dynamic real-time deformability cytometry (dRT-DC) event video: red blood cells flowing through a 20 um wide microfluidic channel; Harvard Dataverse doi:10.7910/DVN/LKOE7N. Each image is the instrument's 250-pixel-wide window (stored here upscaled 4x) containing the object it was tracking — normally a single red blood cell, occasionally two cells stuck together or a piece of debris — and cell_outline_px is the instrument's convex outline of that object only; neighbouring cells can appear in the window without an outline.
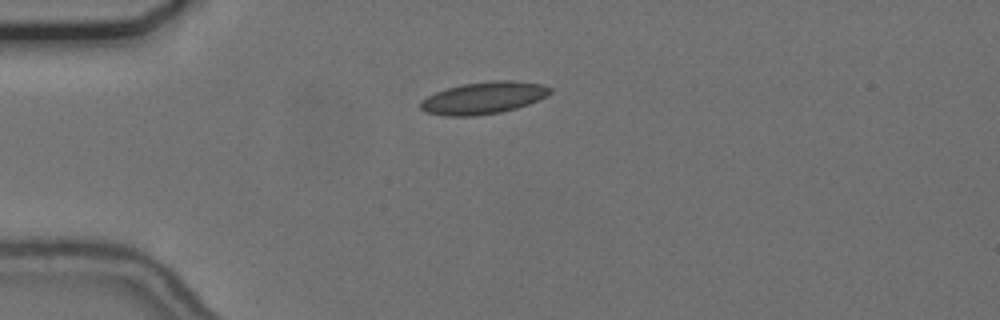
{"species": "common noctule bat (a hibernating species)", "species_latin": "Nyctalus noctula", "temperature_condition": "cold", "stored_images_in_passage": 30, "camera_frame_rate_fps": 3000, "um_per_image_px": 0.085, "animal": {"sex": "female", "body_mass_g": 24.6, "forearm_length_mm": 56.2}, "frame": {"image": 1, "passage_image": 1, "time_ms": 0.0, "image_size_px": [1000, 320], "cell_outline_px": [[552, 92], [548, 96], [528, 104], [516, 108], [500, 112], [476, 116], [444, 116], [424, 112], [420, 108], [420, 100], [436, 92], [448, 88], [464, 84], [492, 80], [512, 80], [544, 84], [552, 88]], "centroid_in_image_um": [41.12, 8.32], "position_along_channel_um": 43.9, "area_um2": 24.39}}
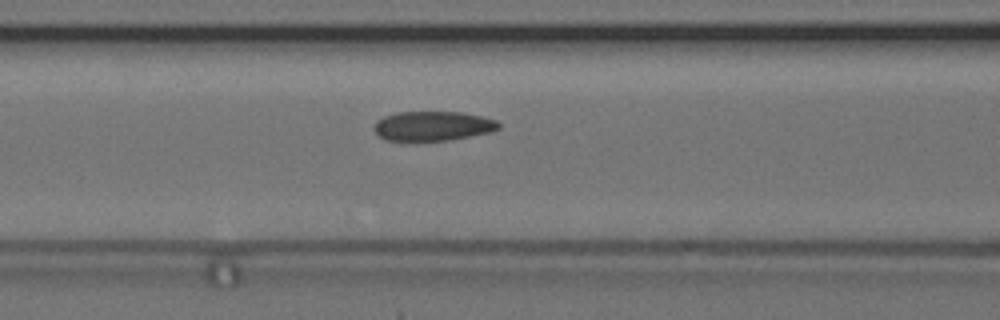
{"frame": {"image": 2, "passage_image": 10, "time_ms": 3.0, "image_size_px": [1000, 320], "cell_outline_px": [[500, 128], [488, 132], [452, 140], [416, 144], [384, 140], [372, 128], [376, 120], [384, 116], [396, 112], [460, 112], [484, 116], [496, 120], [500, 124]], "centroid_in_image_um": [36.72, 10.75], "position_along_channel_um": 129.9, "area_um2": 22.43}}
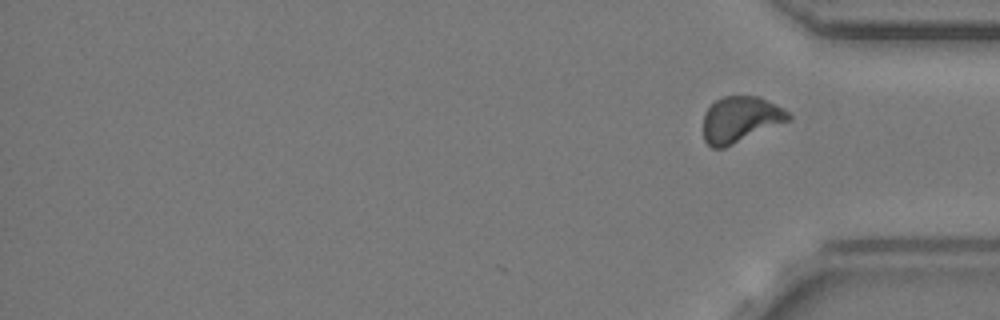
{"frame": {"image": 3, "passage_image": 30, "time_ms": 9.667, "image_size_px": [1000, 320], "cell_outline_px": [[792, 120], [724, 148], [712, 148], [704, 140], [704, 112], [716, 100], [724, 96], [760, 96], [784, 108], [792, 116]], "centroid_in_image_um": [62.97, 10.15], "position_along_channel_um": 372.2, "area_um2": 23.0}, "authors_computed_cell_mechanics": {"area_um2": 22.2819, "velocity_mm_per_s": 3.6701, "shape_relaxation_time_tau1_ms": 5.7967, "shape_relaxation_time_tau2_ms": 0.7929, "deformation_change_tau1": 0.133, "deformation_change_tau2": 0.0637}}